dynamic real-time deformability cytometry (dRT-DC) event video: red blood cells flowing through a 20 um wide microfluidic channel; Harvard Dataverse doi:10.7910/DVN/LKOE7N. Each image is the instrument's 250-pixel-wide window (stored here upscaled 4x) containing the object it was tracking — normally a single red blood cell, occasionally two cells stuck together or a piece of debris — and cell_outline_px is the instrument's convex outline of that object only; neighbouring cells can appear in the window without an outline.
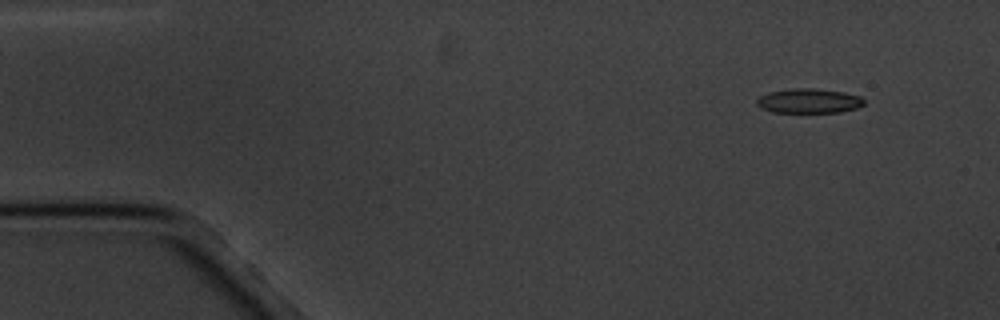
{"species": "common noctule bat (a hibernating species)", "species_latin": "Nyctalus noctula", "temperature_condition": "cold", "stored_images_in_passage": 4, "camera_frame_rate_fps": 3000, "um_per_image_px": 0.085, "animal": {"sex": "male", "body_mass_g": 20.1, "forearm_length_mm": 53.5}, "frame": {"image": 1, "passage_image": 1, "time_ms": 0.0, "image_size_px": [1000, 320], "cell_outline_px": [[864, 104], [856, 108], [840, 112], [772, 112], [760, 108], [756, 104], [756, 100], [760, 96], [768, 92], [792, 88], [812, 88], [844, 92], [860, 96], [864, 100]], "centroid_in_image_um": [68.73, 8.57], "position_along_channel_um": 16.3, "area_um2": 15.37}}